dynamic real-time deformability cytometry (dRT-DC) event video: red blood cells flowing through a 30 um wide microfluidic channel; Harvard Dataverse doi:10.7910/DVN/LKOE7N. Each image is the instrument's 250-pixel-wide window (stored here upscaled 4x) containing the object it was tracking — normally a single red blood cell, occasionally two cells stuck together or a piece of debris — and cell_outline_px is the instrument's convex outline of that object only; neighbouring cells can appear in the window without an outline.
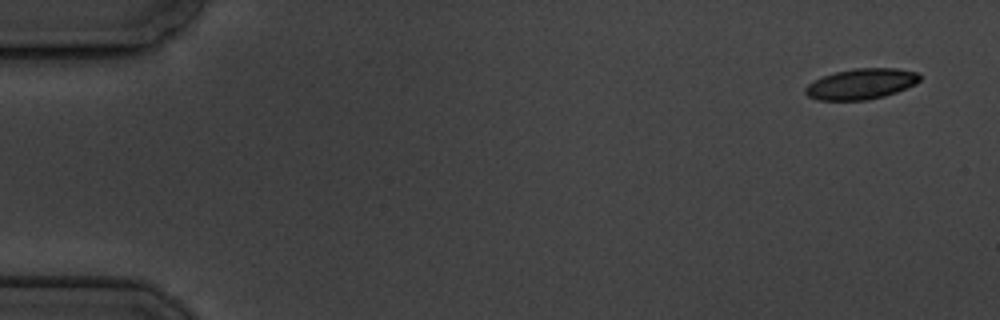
{"species": "common noctule bat (a hibernating species)", "species_latin": "Nyctalus noctula", "temperature_condition": "cold", "stored_images_in_passage": 5, "camera_frame_rate_fps": 3000, "um_per_image_px": 0.085, "animal": {"sex": "male", "body_mass_g": 19.5, "forearm_length_mm": 54.6}, "frame": {"image": 1, "passage_image": 1, "time_ms": 0.0, "image_size_px": [1000, 320], "cell_outline_px": [[920, 80], [916, 84], [896, 92], [884, 96], [868, 100], [816, 100], [808, 96], [804, 92], [804, 88], [808, 84], [824, 76], [836, 72], [856, 68], [896, 68], [916, 72], [920, 76]], "centroid_in_image_um": [73.2, 7.14], "position_along_channel_um": 11.8, "area_um2": 20.35}}
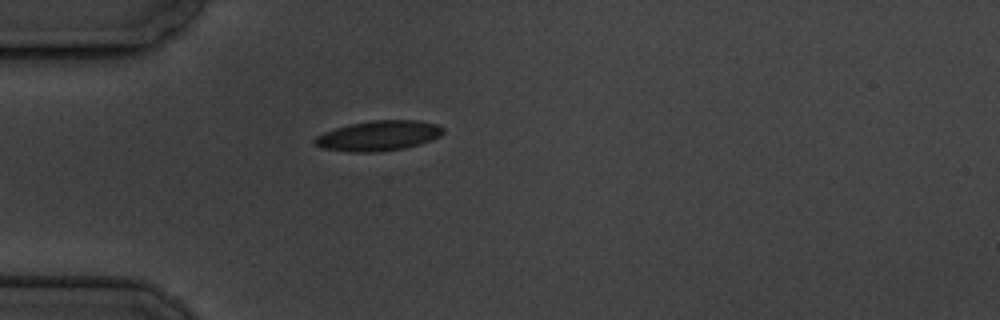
{"frame": {"image": 2, "passage_image": 5, "time_ms": 4.667, "image_size_px": [1000, 320], "cell_outline_px": [[444, 132], [440, 136], [432, 140], [420, 144], [404, 148], [380, 152], [348, 152], [320, 148], [312, 144], [312, 140], [316, 136], [324, 132], [348, 124], [372, 120], [420, 120], [436, 124], [444, 128]], "centroid_in_image_um": [32.14, 11.54], "position_along_channel_um": 52.9, "area_um2": 22.89}}